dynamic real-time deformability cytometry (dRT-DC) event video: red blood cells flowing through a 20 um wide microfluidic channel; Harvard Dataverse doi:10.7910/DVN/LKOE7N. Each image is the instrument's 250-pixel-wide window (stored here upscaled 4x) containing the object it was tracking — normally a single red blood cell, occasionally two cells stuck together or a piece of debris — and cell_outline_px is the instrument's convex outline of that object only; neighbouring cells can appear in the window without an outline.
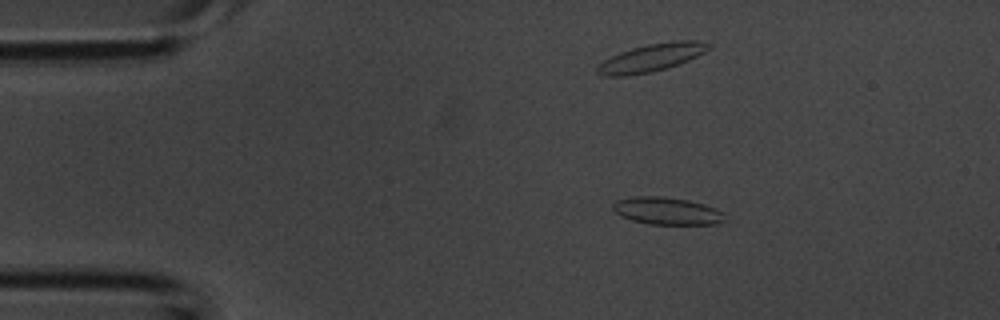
{"species": "common noctule bat (a hibernating species)", "species_latin": "Nyctalus noctula", "temperature_condition": "room temperature", "stored_images_in_passage": 43, "camera_frame_rate_fps": 3000, "um_per_image_px": 0.085, "animal": {"sex": "male", "body_mass_g": 20.1, "forearm_length_mm": 53.5}, "frame": {"image": 1, "passage_image": 7, "time_ms": 2.0, "image_size_px": [1000, 320], "cell_outline_px": [[728, 220], [716, 224], [648, 224], [632, 220], [620, 216], [612, 208], [612, 204], [616, 200], [632, 196], [664, 196], [688, 200], [704, 204], [716, 208], [724, 212]], "centroid_in_image_um": [56.72, 17.93], "position_along_channel_um": 28.3, "area_um2": 18.15}}